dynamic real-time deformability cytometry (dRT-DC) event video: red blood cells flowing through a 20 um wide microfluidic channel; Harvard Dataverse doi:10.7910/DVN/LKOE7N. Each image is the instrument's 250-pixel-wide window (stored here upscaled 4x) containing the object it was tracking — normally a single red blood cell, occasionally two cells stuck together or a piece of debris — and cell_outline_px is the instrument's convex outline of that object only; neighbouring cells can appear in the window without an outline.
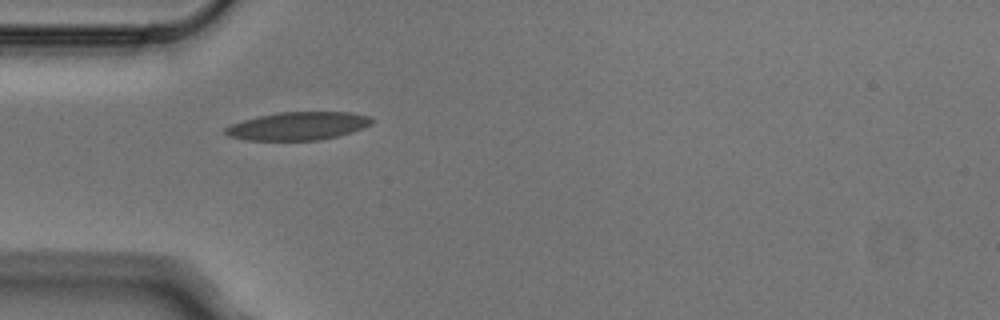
{"species": "Egyptian fruit bat (a non-hibernating species)", "species_latin": "Rousettus aegyptiacus", "temperature_condition": "cold", "stored_images_in_passage": 2, "camera_frame_rate_fps": 3000, "um_per_image_px": 0.085, "animal": {"sex": "male"}, "frame": {"image": 1, "passage_image": 1, "time_ms": 0.0, "image_size_px": [1000, 320], "cell_outline_px": [[376, 120], [372, 124], [364, 128], [352, 132], [320, 140], [244, 140], [228, 136], [224, 132], [224, 128], [232, 124], [244, 120], [260, 116], [280, 112], [352, 112], [372, 116]], "centroid_in_image_um": [25.39, 10.71], "position_along_channel_um": 59.6, "area_um2": 24.1}}
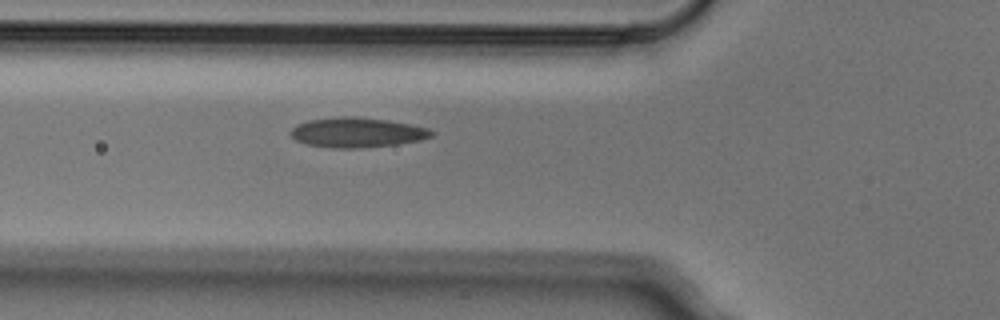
{"frame": {"image": 2, "passage_image": 2, "time_ms": 0.333, "image_size_px": [1000, 320], "cell_outline_px": [[436, 132], [432, 136], [420, 140], [396, 144], [360, 148], [332, 148], [308, 144], [296, 140], [288, 132], [296, 124], [308, 120], [344, 116], [352, 116], [388, 120], [428, 128]], "centroid_in_image_um": [30.33, 11.26], "position_along_channel_um": 95.5, "area_um2": 24.45}}